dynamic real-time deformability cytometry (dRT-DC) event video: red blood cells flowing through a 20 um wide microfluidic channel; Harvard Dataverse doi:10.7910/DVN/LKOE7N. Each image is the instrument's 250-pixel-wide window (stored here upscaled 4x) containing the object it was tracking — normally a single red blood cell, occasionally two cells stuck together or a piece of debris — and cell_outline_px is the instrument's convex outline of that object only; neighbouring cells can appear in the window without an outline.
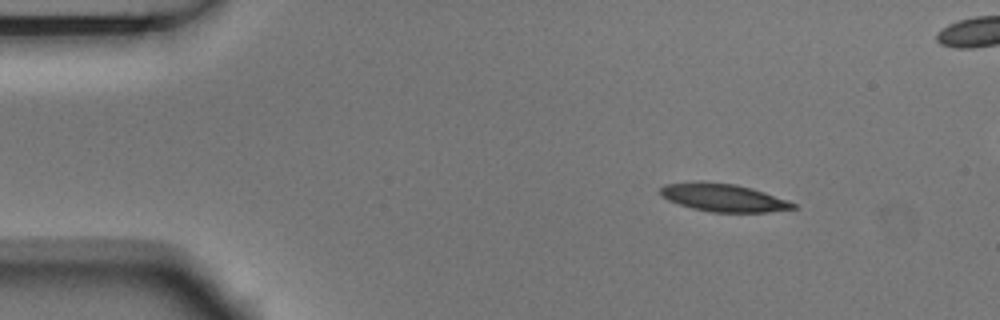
{"species": "Egyptian fruit bat (a non-hibernating species)", "species_latin": "Rousettus aegyptiacus", "temperature_condition": "room temperature", "stored_images_in_passage": 3, "camera_frame_rate_fps": 3000, "um_per_image_px": 0.085, "animal": {"sex": "male"}, "frame": {"image": 1, "passage_image": 1, "time_ms": 0.0, "image_size_px": [1000, 320], "cell_outline_px": [[796, 208], [768, 212], [712, 212], [692, 208], [668, 200], [660, 196], [660, 188], [664, 184], [700, 180], [736, 184], [752, 188], [788, 200], [796, 204]], "centroid_in_image_um": [61.45, 16.78], "position_along_channel_um": 23.5, "area_um2": 21.73}}